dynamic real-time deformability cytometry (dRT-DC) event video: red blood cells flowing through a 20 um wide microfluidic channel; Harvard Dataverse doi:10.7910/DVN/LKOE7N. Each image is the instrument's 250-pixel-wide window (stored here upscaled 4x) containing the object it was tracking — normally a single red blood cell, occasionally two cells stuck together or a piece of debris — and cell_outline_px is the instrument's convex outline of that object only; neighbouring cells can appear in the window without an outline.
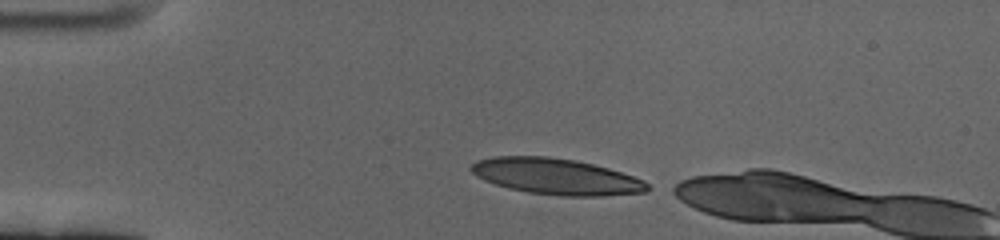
{"species": "human", "species_latin": "Homo sapiens", "temperature_condition": "cold", "stored_images_in_passage": 7, "camera_frame_rate_fps": 3000, "um_per_image_px": 0.085, "donor": {"sex": "female"}, "frame": {"image": 1, "passage_image": 1, "time_ms": 0.0, "image_size_px": [1000, 240], "cell_outline_px": [[656, 188], [648, 192], [604, 196], [564, 196], [528, 192], [508, 188], [484, 180], [476, 176], [468, 168], [476, 160], [492, 156], [548, 156], [576, 160], [608, 168], [644, 180]], "centroid_in_image_um": [47.31, 15.0], "position_along_channel_um": 37.7, "area_um2": 37.4}}